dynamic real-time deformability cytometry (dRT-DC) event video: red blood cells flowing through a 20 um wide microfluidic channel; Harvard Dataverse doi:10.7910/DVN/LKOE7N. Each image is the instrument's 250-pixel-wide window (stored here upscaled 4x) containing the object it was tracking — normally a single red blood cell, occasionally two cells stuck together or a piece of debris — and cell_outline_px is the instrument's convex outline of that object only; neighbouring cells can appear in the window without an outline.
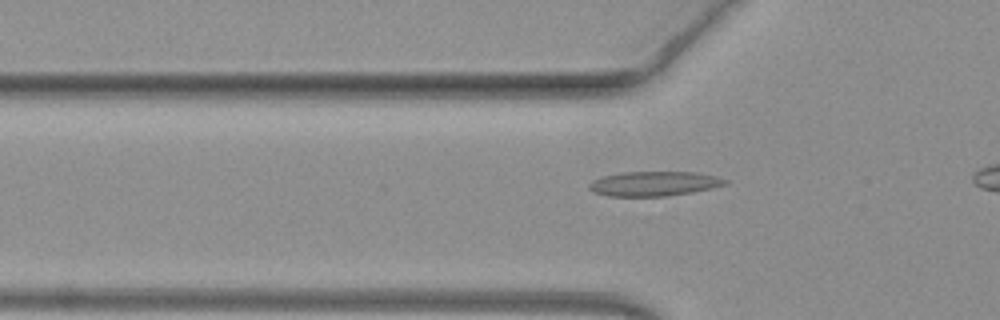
{"species": "common noctule bat (a hibernating species)", "species_latin": "Nyctalus noctula", "temperature_condition": "warm", "stored_images_in_passage": 29, "camera_frame_rate_fps": 3000, "um_per_image_px": 0.085, "animal": {"sex": "female", "body_mass_g": 19.3, "forearm_length_mm": 54.1}, "frame": {"image": 1, "passage_image": 6, "time_ms": 1.667, "image_size_px": [1000, 320], "cell_outline_px": [[728, 184], [712, 188], [692, 192], [668, 196], [608, 196], [592, 192], [588, 188], [588, 184], [592, 180], [600, 176], [620, 172], [696, 172], [716, 176], [728, 180]], "centroid_in_image_um": [55.56, 15.61], "position_along_channel_um": 70.2, "area_um2": 19.77}}
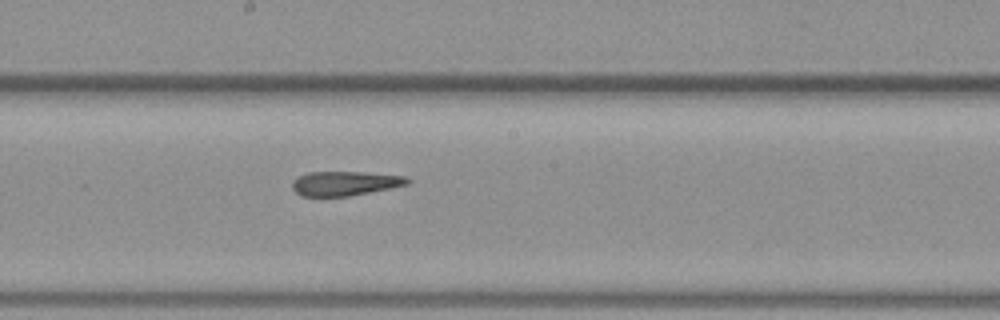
{"frame": {"image": 2, "passage_image": 17, "time_ms": 5.333, "image_size_px": [1000, 320], "cell_outline_px": [[412, 180], [408, 184], [392, 188], [348, 196], [300, 196], [292, 188], [292, 184], [300, 176], [308, 172], [364, 172], [404, 176]], "centroid_in_image_um": [29.35, 15.59], "position_along_channel_um": 218.8, "area_um2": 16.24}}
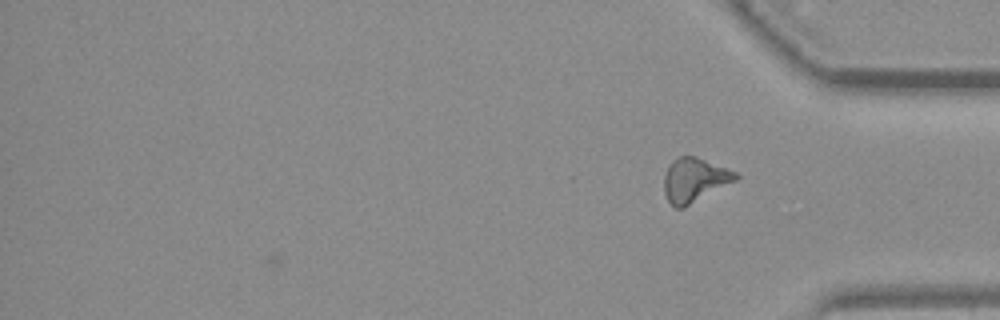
{"frame": {"image": 3, "passage_image": 29, "time_ms": 9.333, "image_size_px": [1000, 320], "cell_outline_px": [[740, 176], [736, 180], [684, 208], [676, 208], [668, 200], [664, 192], [664, 176], [672, 160], [680, 156], [696, 156], [736, 172]], "centroid_in_image_um": [59.02, 15.3], "position_along_channel_um": 376.2, "area_um2": 18.21}, "authors_computed_cell_mechanics": {"area_um2": 17.4556, "velocity_mm_per_s": 4.038, "shape_relaxation_time_tau1_ms": null, "shape_relaxation_time_tau2_ms": 5.9426, "deformation_change_tau1": null, "deformation_change_tau2": 0.1827}}